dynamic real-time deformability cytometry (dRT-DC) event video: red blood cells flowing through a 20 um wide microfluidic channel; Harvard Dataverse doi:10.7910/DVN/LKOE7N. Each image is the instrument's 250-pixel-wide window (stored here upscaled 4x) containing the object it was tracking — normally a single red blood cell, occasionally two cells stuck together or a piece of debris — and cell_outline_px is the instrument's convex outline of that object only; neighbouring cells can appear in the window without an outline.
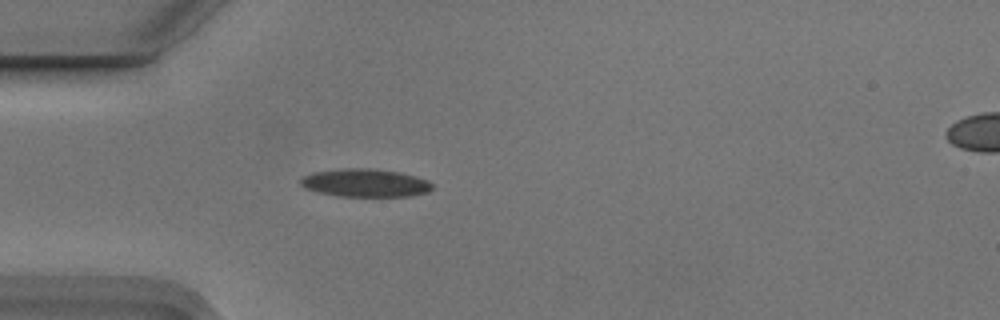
{"species": "Egyptian fruit bat (a non-hibernating species)", "species_latin": "Rousettus aegyptiacus", "temperature_condition": "cold", "stored_images_in_passage": 2, "segment_of_instrument_passage": [1, 2], "camera_frame_rate_fps": 3000, "um_per_image_px": 0.085, "animal": {"sex": "male"}, "frame": {"image": 1, "passage_image": 1, "time_ms": 0.0, "image_size_px": [1000, 320], "cell_outline_px": [[432, 188], [428, 192], [408, 196], [340, 196], [320, 192], [304, 188], [300, 184], [300, 180], [304, 176], [312, 172], [344, 168], [372, 168], [400, 172], [428, 180], [432, 184]], "centroid_in_image_um": [31.04, 15.54], "position_along_channel_um": 54.0, "area_um2": 21.44}}